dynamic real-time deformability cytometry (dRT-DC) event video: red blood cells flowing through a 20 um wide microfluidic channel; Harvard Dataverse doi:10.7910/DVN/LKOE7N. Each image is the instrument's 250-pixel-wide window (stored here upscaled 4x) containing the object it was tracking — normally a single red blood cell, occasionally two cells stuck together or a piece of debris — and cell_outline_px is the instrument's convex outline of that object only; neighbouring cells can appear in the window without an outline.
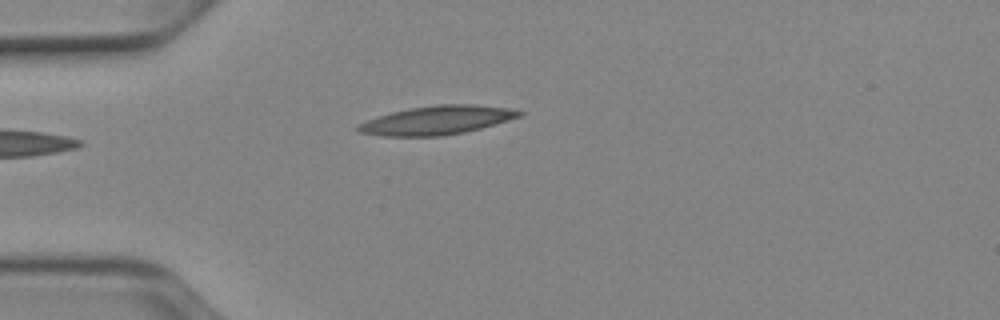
{"species": "Egyptian fruit bat (a non-hibernating species)", "species_latin": "Rousettus aegyptiacus", "temperature_condition": "cold", "stored_images_in_passage": 36, "camera_frame_rate_fps": 3000, "um_per_image_px": 0.085, "animal": {"sex": "female"}, "frame": {"image": 1, "passage_image": 1, "time_ms": 0.0, "image_size_px": [1000, 320], "cell_outline_px": [[524, 116], [480, 128], [464, 132], [440, 136], [384, 136], [360, 132], [356, 128], [360, 124], [368, 120], [392, 112], [408, 108], [436, 104], [472, 104], [508, 108], [524, 112]], "centroid_in_image_um": [37.19, 10.21], "position_along_channel_um": 47.8, "area_um2": 26.76}}
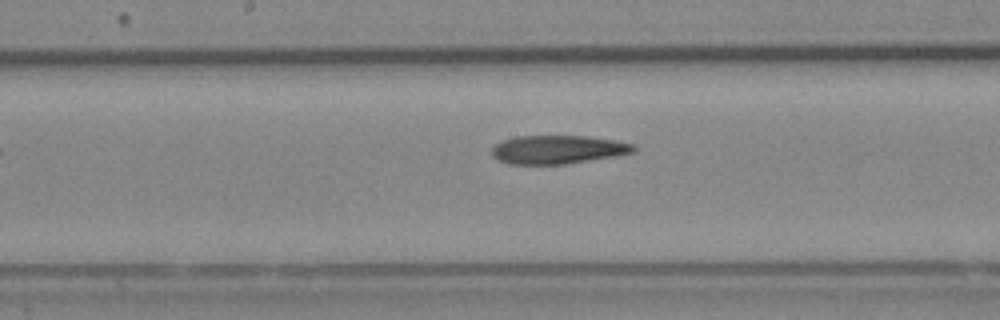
{"frame": {"image": 2, "passage_image": 14, "time_ms": 4.333, "image_size_px": [1000, 320], "cell_outline_px": [[636, 152], [616, 156], [564, 164], [508, 164], [492, 156], [492, 148], [496, 144], [504, 140], [516, 136], [584, 136], [616, 140], [636, 144]], "centroid_in_image_um": [47.46, 12.71], "position_along_channel_um": 200.7, "area_um2": 23.58}}
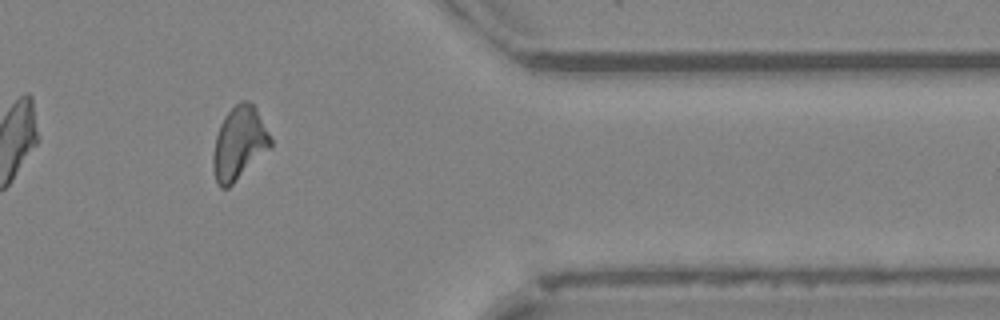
{"frame": {"image": 3, "passage_image": 30, "time_ms": 9.667, "image_size_px": [1000, 320], "cell_outline_px": [[272, 144], [228, 188], [220, 188], [216, 184], [212, 164], [212, 156], [216, 136], [220, 124], [224, 116], [240, 100], [248, 100], [256, 108], [272, 140]], "centroid_in_image_um": [20.28, 12.17], "position_along_channel_um": 391.1, "area_um2": 23.99}, "authors_computed_cell_mechanics": {"area_um2": 24.4783, "velocity_mm_per_s": 3.9209, "shape_relaxation_time_tau1_ms": null, "shape_relaxation_time_tau2_ms": 7.319, "deformation_change_tau1": null, "deformation_change_tau2": 0.1835}}